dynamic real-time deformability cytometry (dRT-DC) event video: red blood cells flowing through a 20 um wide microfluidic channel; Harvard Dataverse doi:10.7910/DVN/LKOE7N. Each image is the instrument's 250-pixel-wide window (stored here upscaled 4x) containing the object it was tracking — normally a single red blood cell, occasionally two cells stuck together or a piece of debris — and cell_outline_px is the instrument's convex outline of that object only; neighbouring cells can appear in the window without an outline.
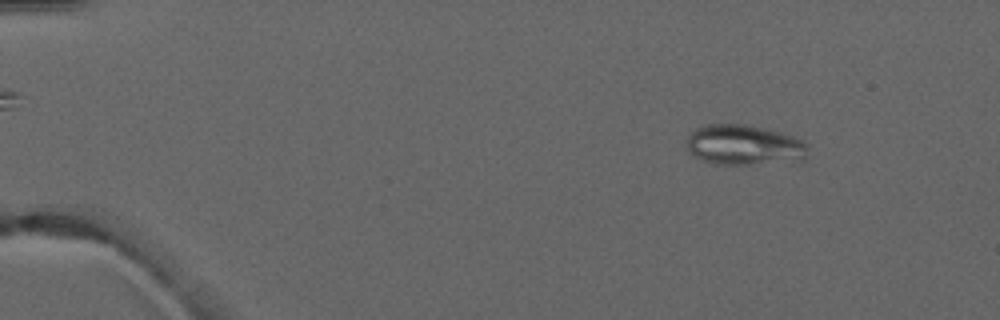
{"species": "common noctule bat (a hibernating species)", "species_latin": "Nyctalus noctula", "temperature_condition": "warm", "stored_images_in_passage": 3, "camera_frame_rate_fps": 3000, "um_per_image_px": 0.085, "animal": {"sex": "male", "forearm_length_mm": 52.5}, "frame": {"image": 1, "passage_image": 1, "time_ms": 0.0, "image_size_px": [1000, 320], "cell_outline_px": [[808, 148], [804, 160], [748, 164], [716, 164], [704, 160], [696, 156], [688, 148], [688, 132], [704, 124], [748, 124], [780, 132], [804, 140], [808, 144]], "centroid_in_image_um": [63.27, 12.3], "position_along_channel_um": 21.7, "area_um2": 28.38}}